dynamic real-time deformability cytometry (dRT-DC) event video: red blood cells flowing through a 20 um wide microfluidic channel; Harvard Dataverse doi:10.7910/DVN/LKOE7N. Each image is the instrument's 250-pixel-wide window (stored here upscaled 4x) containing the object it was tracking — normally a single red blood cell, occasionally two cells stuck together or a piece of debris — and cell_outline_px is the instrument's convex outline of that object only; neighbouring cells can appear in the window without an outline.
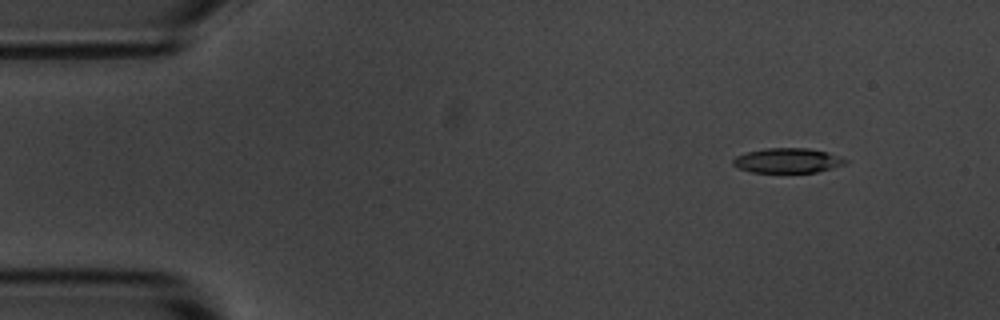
{"species": "common noctule bat (a hibernating species)", "species_latin": "Nyctalus noctula", "temperature_condition": "room temperature", "stored_images_in_passage": 6, "camera_frame_rate_fps": 3000, "um_per_image_px": 0.085, "animal": {"sex": "male", "body_mass_g": 20.1, "forearm_length_mm": 53.5}, "frame": {"image": 1, "passage_image": 2, "time_ms": 1.0, "image_size_px": [1000, 320], "cell_outline_px": [[848, 160], [844, 164], [832, 168], [816, 172], [752, 172], [740, 168], [732, 164], [732, 160], [736, 156], [748, 152], [764, 148], [808, 148], [828, 152]], "centroid_in_image_um": [66.94, 13.64], "position_along_channel_um": 18.1, "area_um2": 16.07}}
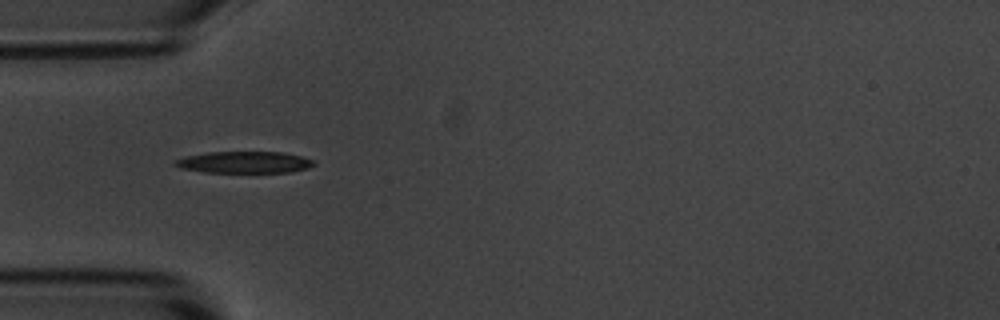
{"frame": {"image": 2, "passage_image": 5, "time_ms": 4.667, "image_size_px": [1000, 320], "cell_outline_px": [[316, 164], [308, 168], [292, 172], [204, 172], [180, 168], [172, 164], [172, 160], [188, 156], [208, 152], [284, 152], [316, 160]], "centroid_in_image_um": [20.78, 13.79], "position_along_channel_um": 64.2, "area_um2": 17.63}}